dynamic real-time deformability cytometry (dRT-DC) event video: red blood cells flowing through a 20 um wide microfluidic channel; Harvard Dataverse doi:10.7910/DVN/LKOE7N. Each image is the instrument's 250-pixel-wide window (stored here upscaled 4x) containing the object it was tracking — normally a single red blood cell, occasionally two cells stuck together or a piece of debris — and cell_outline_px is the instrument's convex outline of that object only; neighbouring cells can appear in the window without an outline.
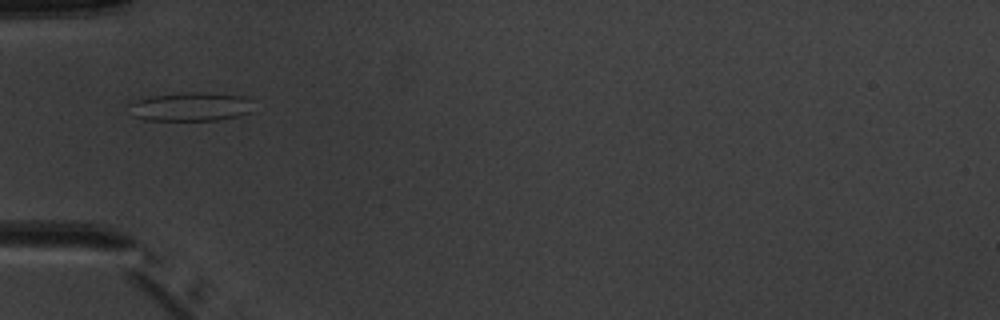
{"species": "common noctule bat (a hibernating species)", "species_latin": "Nyctalus noctula", "temperature_condition": "warm", "stored_images_in_passage": 1, "camera_frame_rate_fps": 3000, "um_per_image_px": 0.085, "animal": {"sex": "male", "body_mass_g": 20.1, "forearm_length_mm": 53.5}, "frame": {"image": 1, "passage_image": 1, "time_ms": 0.0, "image_size_px": [1000, 320], "cell_outline_px": [[252, 112], [240, 116], [220, 120], [144, 120], [132, 116], [128, 104], [132, 100], [152, 96], [188, 92], [204, 92], [244, 96], [252, 100]], "centroid_in_image_um": [16.21, 9.07], "position_along_channel_um": 68.8, "area_um2": 21.21}}